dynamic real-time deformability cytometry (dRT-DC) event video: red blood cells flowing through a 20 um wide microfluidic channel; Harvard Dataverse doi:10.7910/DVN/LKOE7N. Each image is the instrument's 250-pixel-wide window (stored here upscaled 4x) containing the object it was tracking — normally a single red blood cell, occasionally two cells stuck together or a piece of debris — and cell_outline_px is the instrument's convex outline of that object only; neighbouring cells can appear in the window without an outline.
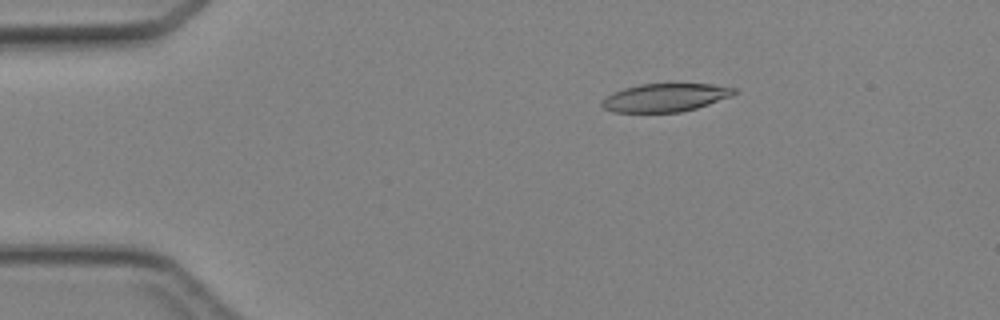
{"species": "Egyptian fruit bat (a non-hibernating species)", "species_latin": "Rousettus aegyptiacus", "temperature_condition": "cold", "stored_images_in_passage": 46, "camera_frame_rate_fps": 3000, "um_per_image_px": 0.085, "animal": {"sex": "female"}, "frame": {"image": 1, "passage_image": 8, "time_ms": 2.333, "image_size_px": [1000, 320], "cell_outline_px": [[736, 92], [732, 96], [696, 108], [680, 112], [612, 112], [604, 108], [600, 104], [600, 100], [612, 92], [624, 88], [640, 84], [712, 84], [736, 88]], "centroid_in_image_um": [56.5, 8.29], "position_along_channel_um": 28.5, "area_um2": 21.73}}
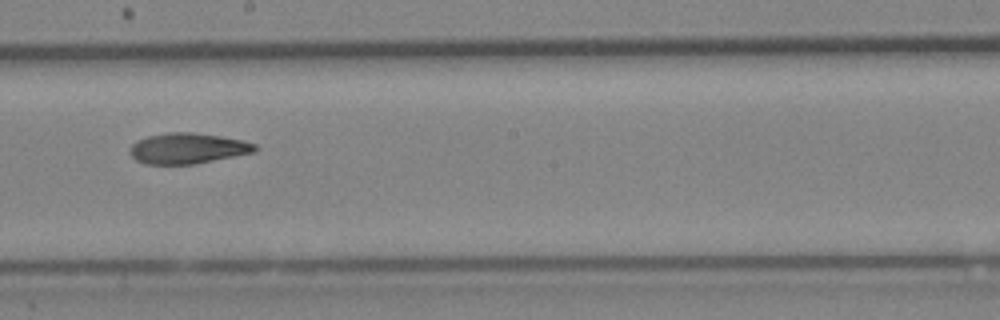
{"frame": {"image": 2, "passage_image": 26, "time_ms": 8.333, "image_size_px": [1000, 320], "cell_outline_px": [[260, 148], [256, 152], [196, 164], [144, 164], [136, 160], [128, 152], [132, 144], [148, 136], [168, 132], [192, 132], [220, 136], [244, 140], [256, 144]], "centroid_in_image_um": [16.0, 12.61], "position_along_channel_um": 232.2, "area_um2": 22.54}}
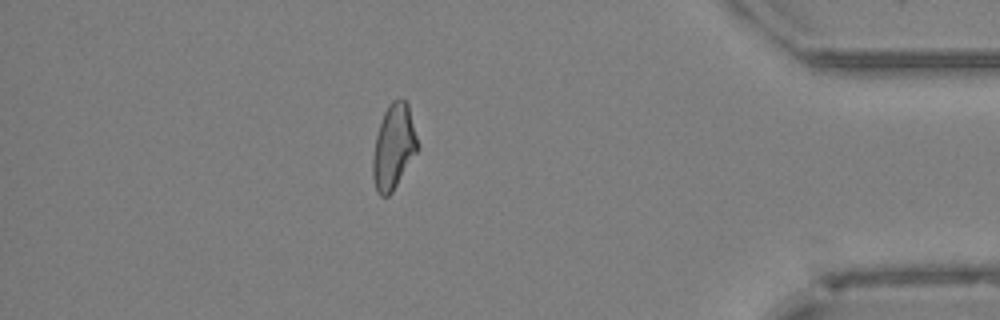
{"frame": {"image": 3, "passage_image": 40, "time_ms": 13.0, "image_size_px": [1000, 320], "cell_outline_px": [[420, 148], [392, 192], [388, 196], [380, 196], [376, 192], [372, 176], [372, 156], [376, 136], [384, 112], [388, 104], [392, 100], [404, 100], [408, 104], [420, 144]], "centroid_in_image_um": [33.47, 12.5], "position_along_channel_um": 401.7, "area_um2": 22.43}}